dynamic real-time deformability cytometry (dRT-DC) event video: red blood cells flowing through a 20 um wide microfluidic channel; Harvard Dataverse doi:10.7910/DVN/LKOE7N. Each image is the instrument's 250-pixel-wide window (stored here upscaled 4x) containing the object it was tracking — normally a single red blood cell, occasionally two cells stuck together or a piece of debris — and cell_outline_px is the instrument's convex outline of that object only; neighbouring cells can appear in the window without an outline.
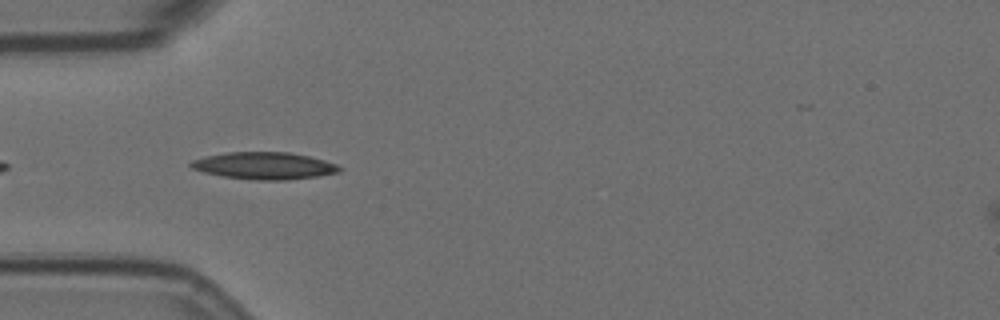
{"species": "Egyptian fruit bat (a non-hibernating species)", "species_latin": "Rousettus aegyptiacus", "temperature_condition": "room temperature", "stored_images_in_passage": 42, "camera_frame_rate_fps": 3000, "um_per_image_px": 0.085, "animal": {"sex": "female"}, "frame": {"image": 1, "passage_image": 3, "time_ms": 0.667, "image_size_px": [1000, 320], "cell_outline_px": [[344, 168], [340, 172], [320, 176], [288, 180], [256, 180], [220, 176], [204, 172], [192, 168], [188, 164], [192, 160], [204, 156], [228, 152], [288, 152], [308, 156], [324, 160], [336, 164]], "centroid_in_image_um": [22.47, 14.09], "position_along_channel_um": 62.5, "area_um2": 23.64}}
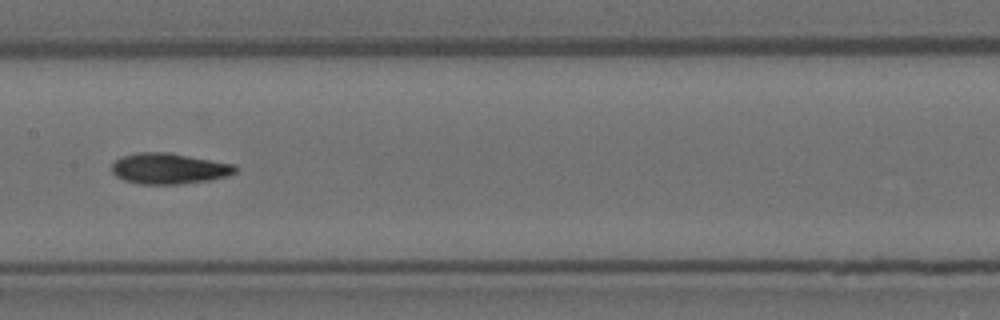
{"frame": {"image": 2, "passage_image": 14, "time_ms": 4.333, "image_size_px": [1000, 320], "cell_outline_px": [[236, 172], [228, 176], [208, 180], [176, 184], [140, 184], [124, 180], [116, 176], [112, 172], [112, 164], [120, 156], [136, 152], [168, 152], [236, 164]], "centroid_in_image_um": [14.35, 14.31], "position_along_channel_um": 193.0, "area_um2": 22.25}}
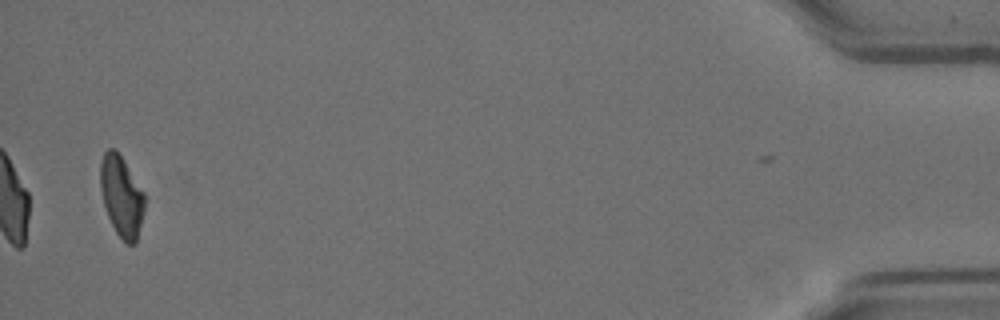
{"frame": {"image": 3, "passage_image": 41, "time_ms": 13.333, "image_size_px": [1000, 320], "cell_outline_px": [[144, 208], [136, 244], [124, 244], [116, 232], [108, 216], [104, 204], [100, 188], [100, 164], [104, 152], [108, 148], [116, 148], [124, 160], [144, 192]], "centroid_in_image_um": [10.32, 16.67], "position_along_channel_um": 424.9, "area_um2": 20.87}, "authors_computed_cell_mechanics": {"area_um2": 21.6172, "velocity_mm_per_s": 3.5666, "shape_relaxation_time_tau1_ms": 6.7553, "shape_relaxation_time_tau2_ms": 3.3051, "deformation_change_tau1": 0.2203, "deformation_change_tau2": 0.104}}